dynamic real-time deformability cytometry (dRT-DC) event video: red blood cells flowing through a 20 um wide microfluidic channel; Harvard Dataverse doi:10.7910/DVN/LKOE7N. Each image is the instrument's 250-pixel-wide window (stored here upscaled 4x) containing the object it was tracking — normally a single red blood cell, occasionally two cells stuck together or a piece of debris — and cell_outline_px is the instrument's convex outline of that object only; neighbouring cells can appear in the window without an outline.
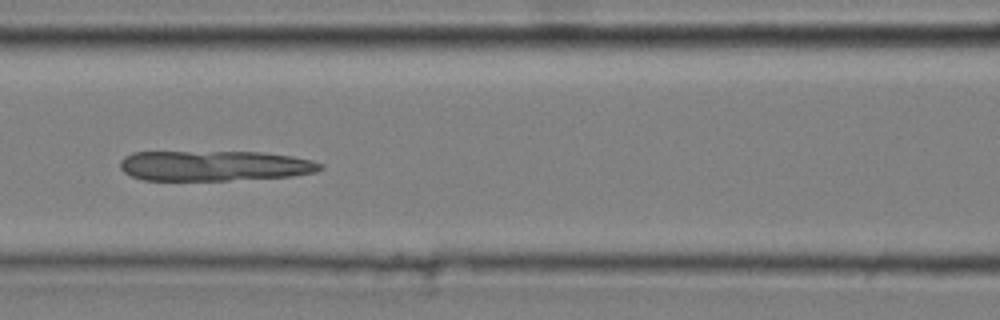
{"species": "common noctule bat (a hibernating species)", "species_latin": "Nyctalus noctula", "temperature_condition": "cold", "stored_images_in_passage": 51, "camera_frame_rate_fps": 3000, "um_per_image_px": 0.085, "animal": {"sex": "male", "body_mass_g": 20.4}, "frame": {"image": 1, "passage_image": 23, "time_ms": 7.333, "image_size_px": [1000, 320], "cell_outline_px": [[324, 168], [316, 172], [292, 176], [228, 180], [144, 180], [132, 176], [124, 172], [120, 168], [120, 160], [124, 156], [132, 152], [260, 152], [292, 156], [312, 160], [324, 164]], "centroid_in_image_um": [18.23, 14.09], "position_along_channel_um": 148.4, "area_um2": 35.43}}
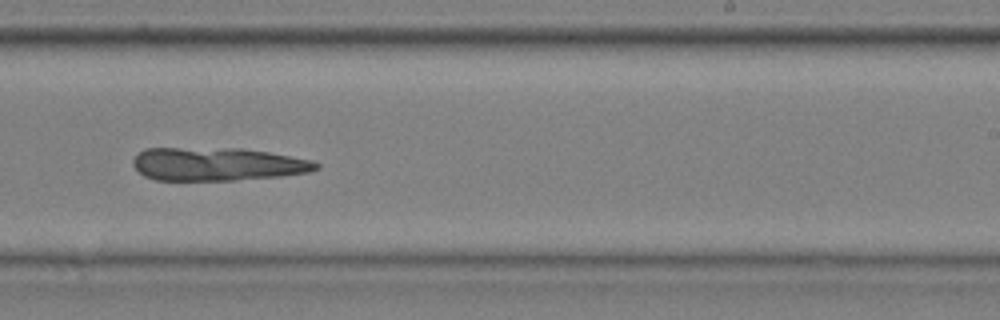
{"frame": {"image": 2, "passage_image": 33, "time_ms": 10.667, "image_size_px": [1000, 320], "cell_outline_px": [[320, 168], [308, 172], [280, 176], [236, 180], [156, 180], [144, 176], [132, 164], [132, 160], [136, 152], [144, 148], [240, 148], [268, 152], [312, 160], [320, 164]], "centroid_in_image_um": [18.44, 13.94], "position_along_channel_um": 270.6, "area_um2": 35.6}}
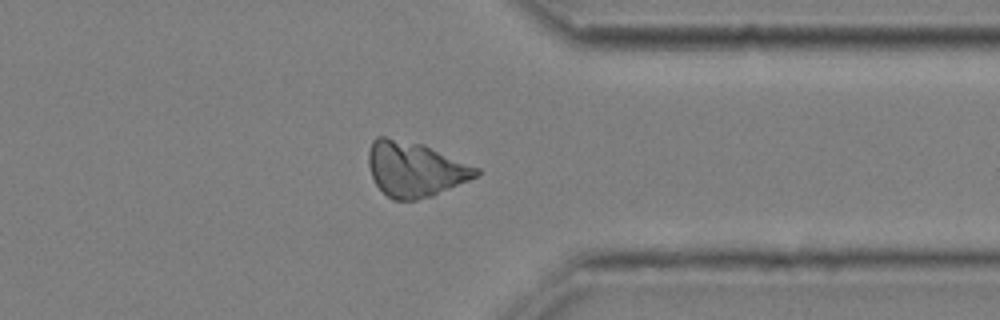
{"frame": {"image": 3, "passage_image": 42, "time_ms": 13.667, "image_size_px": [1000, 320], "cell_outline_px": [[480, 172], [476, 176], [468, 180], [432, 196], [416, 200], [392, 200], [376, 184], [372, 176], [368, 164], [368, 152], [372, 140], [376, 136], [384, 136], [424, 144], [480, 168]], "centroid_in_image_um": [35.25, 14.36], "position_along_channel_um": 376.1, "area_um2": 34.45}}